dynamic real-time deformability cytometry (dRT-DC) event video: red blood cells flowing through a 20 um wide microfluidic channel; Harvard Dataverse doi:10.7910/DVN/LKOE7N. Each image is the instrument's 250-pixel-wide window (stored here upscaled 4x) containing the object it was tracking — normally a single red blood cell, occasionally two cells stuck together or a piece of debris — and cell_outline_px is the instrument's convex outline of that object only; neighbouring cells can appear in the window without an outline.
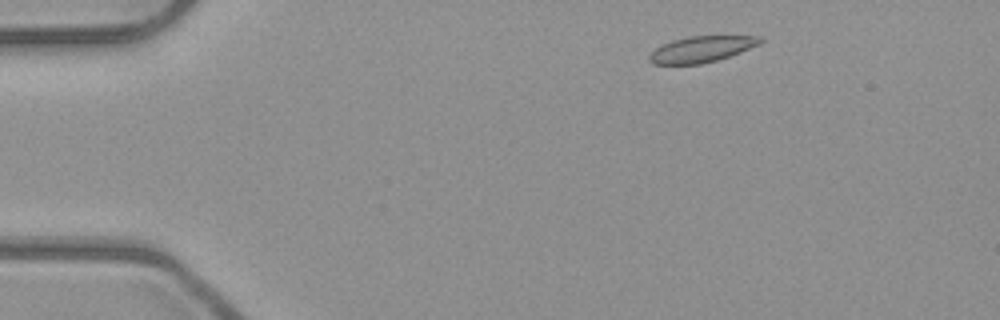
{"species": "common noctule bat (a hibernating species)", "species_latin": "Nyctalus noctula", "temperature_condition": "room temperature", "stored_images_in_passage": 3, "camera_frame_rate_fps": 3000, "um_per_image_px": 0.085, "animal": {"sex": "male", "body_mass_g": 23.1, "forearm_length_mm": 52.7}, "frame": {"image": 1, "passage_image": 1, "time_ms": 0.0, "image_size_px": [1000, 320], "cell_outline_px": [[764, 40], [760, 44], [740, 52], [716, 60], [700, 64], [652, 64], [648, 60], [648, 56], [656, 48], [672, 40], [688, 36], [764, 36]], "centroid_in_image_um": [59.64, 4.17], "position_along_channel_um": 25.4, "area_um2": 16.76}}